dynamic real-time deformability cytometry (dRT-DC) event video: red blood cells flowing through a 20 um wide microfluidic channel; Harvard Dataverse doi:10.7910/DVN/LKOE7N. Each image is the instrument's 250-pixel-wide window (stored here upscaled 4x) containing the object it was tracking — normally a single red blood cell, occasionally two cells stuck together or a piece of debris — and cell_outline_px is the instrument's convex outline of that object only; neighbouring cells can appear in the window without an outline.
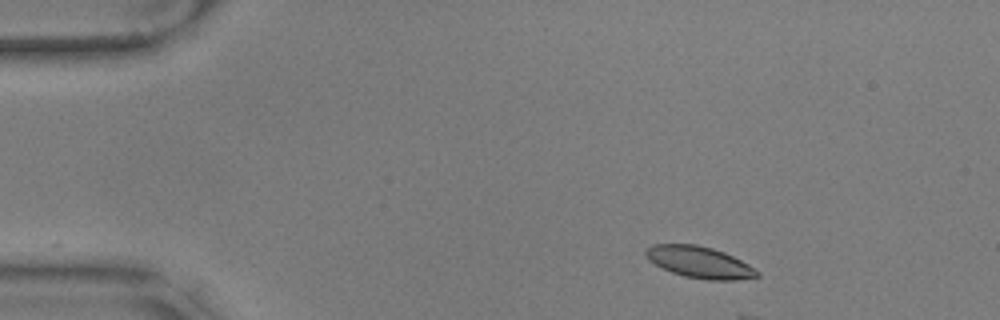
{"species": "common noctule bat (a hibernating species)", "species_latin": "Nyctalus noctula", "temperature_condition": "warm", "stored_images_in_passage": 5, "camera_frame_rate_fps": 3000, "um_per_image_px": 0.085, "animal": {"sex": "male", "body_mass_g": 17.9, "forearm_length_mm": 54.2}, "frame": {"image": 1, "passage_image": 2, "time_ms": 0.333, "image_size_px": [1000, 320], "cell_outline_px": [[760, 276], [736, 280], [708, 280], [684, 276], [672, 272], [648, 260], [644, 256], [644, 248], [652, 244], [696, 244], [712, 248], [724, 252], [748, 264], [760, 272]], "centroid_in_image_um": [59.43, 22.28], "position_along_channel_um": 25.6, "area_um2": 20.52}}